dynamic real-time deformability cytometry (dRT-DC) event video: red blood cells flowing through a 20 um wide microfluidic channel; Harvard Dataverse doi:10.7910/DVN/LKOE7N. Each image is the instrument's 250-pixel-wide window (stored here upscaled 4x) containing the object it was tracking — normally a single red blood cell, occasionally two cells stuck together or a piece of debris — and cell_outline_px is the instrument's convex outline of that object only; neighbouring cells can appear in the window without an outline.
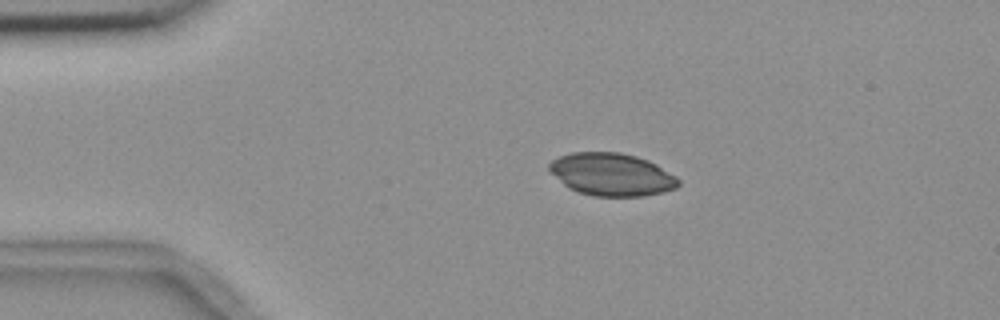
{"species": "common noctule bat (a hibernating species)", "species_latin": "Nyctalus noctula", "temperature_condition": "room temperature", "stored_images_in_passage": 9, "camera_frame_rate_fps": 3000, "um_per_image_px": 0.085, "animal": {"sex": "female", "body_mass_g": 18.4}, "frame": {"image": 1, "passage_image": 2, "time_ms": 1.333, "image_size_px": [1000, 320], "cell_outline_px": [[680, 184], [676, 188], [664, 192], [644, 196], [592, 196], [568, 188], [548, 168], [548, 164], [552, 160], [560, 156], [572, 152], [620, 152], [636, 156], [648, 160], [656, 164], [676, 176], [680, 180]], "centroid_in_image_um": [52.02, 14.83], "position_along_channel_um": 33.0, "area_um2": 32.08}}